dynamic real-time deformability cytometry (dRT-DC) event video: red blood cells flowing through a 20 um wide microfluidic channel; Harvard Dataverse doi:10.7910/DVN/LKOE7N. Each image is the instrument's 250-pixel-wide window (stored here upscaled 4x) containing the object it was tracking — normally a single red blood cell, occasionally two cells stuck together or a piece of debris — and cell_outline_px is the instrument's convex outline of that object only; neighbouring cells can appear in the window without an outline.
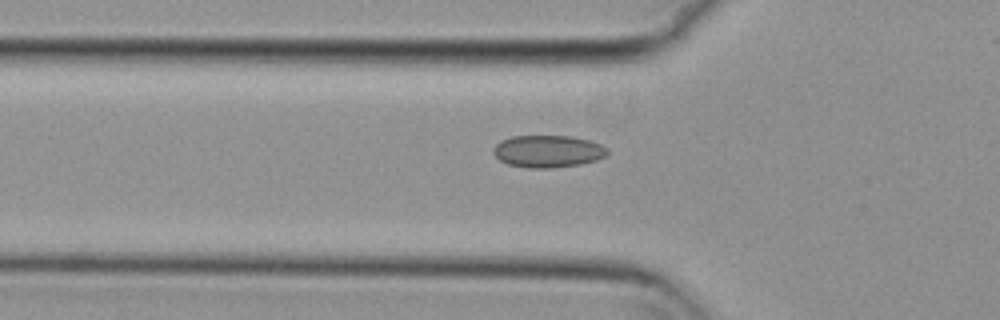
{"species": "common noctule bat (a hibernating species)", "species_latin": "Nyctalus noctula", "temperature_condition": "cold", "stored_images_in_passage": 45, "camera_frame_rate_fps": 3000, "um_per_image_px": 0.085, "animal": {"sex": "female", "body_mass_g": 29.2, "forearm_length_mm": 56.3}, "frame": {"image": 1, "passage_image": 15, "time_ms": 4.667, "image_size_px": [1000, 320], "cell_outline_px": [[608, 152], [604, 156], [596, 160], [580, 164], [552, 168], [528, 168], [508, 164], [500, 160], [492, 152], [492, 148], [500, 140], [512, 136], [572, 136], [588, 140], [600, 144], [608, 148]], "centroid_in_image_um": [46.54, 12.86], "position_along_channel_um": 79.3, "area_um2": 21.44}}
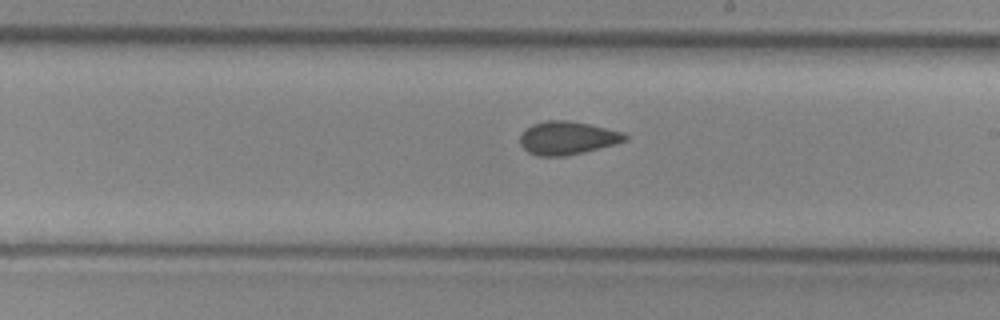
{"frame": {"image": 2, "passage_image": 28, "time_ms": 9.0, "image_size_px": [1000, 320], "cell_outline_px": [[628, 140], [584, 152], [564, 156], [536, 156], [528, 152], [520, 144], [520, 136], [532, 124], [548, 120], [568, 120], [588, 124], [624, 132], [628, 136]], "centroid_in_image_um": [48.23, 11.73], "position_along_channel_um": 240.8, "area_um2": 20.17}}
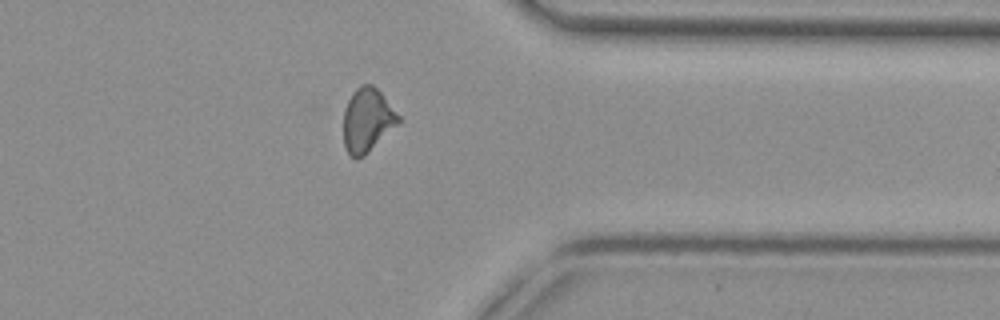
{"frame": {"image": 3, "passage_image": 40, "time_ms": 13.0, "image_size_px": [1000, 320], "cell_outline_px": [[400, 124], [364, 156], [356, 160], [348, 152], [344, 144], [344, 108], [352, 92], [360, 84], [372, 84], [380, 92], [400, 116]], "centroid_in_image_um": [31.23, 10.22], "position_along_channel_um": 380.2, "area_um2": 20.58}, "authors_computed_cell_mechanics": {"area_um2": 20.519, "velocity_mm_per_s": 3.716, "shape_relaxation_time_tau1_ms": null, "shape_relaxation_time_tau2_ms": 1.6595, "deformation_change_tau1": null, "deformation_change_tau2": 0.0697}}